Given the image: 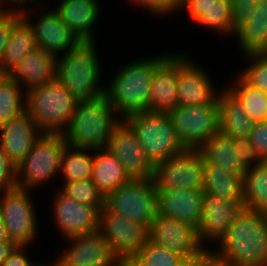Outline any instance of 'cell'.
<instances>
[{
    "label": "cell",
    "instance_id": "cell-1",
    "mask_svg": "<svg viewBox=\"0 0 267 266\" xmlns=\"http://www.w3.org/2000/svg\"><path fill=\"white\" fill-rule=\"evenodd\" d=\"M221 250L209 254L228 266H267V216L243 207L226 235Z\"/></svg>",
    "mask_w": 267,
    "mask_h": 266
},
{
    "label": "cell",
    "instance_id": "cell-2",
    "mask_svg": "<svg viewBox=\"0 0 267 266\" xmlns=\"http://www.w3.org/2000/svg\"><path fill=\"white\" fill-rule=\"evenodd\" d=\"M114 111L106 94L78 100L70 123L62 133L67 145L94 150L106 148L115 127L121 122L112 117Z\"/></svg>",
    "mask_w": 267,
    "mask_h": 266
},
{
    "label": "cell",
    "instance_id": "cell-3",
    "mask_svg": "<svg viewBox=\"0 0 267 266\" xmlns=\"http://www.w3.org/2000/svg\"><path fill=\"white\" fill-rule=\"evenodd\" d=\"M168 56L143 59L122 67L105 88L108 100L124 119L136 113L150 112L153 74Z\"/></svg>",
    "mask_w": 267,
    "mask_h": 266
},
{
    "label": "cell",
    "instance_id": "cell-4",
    "mask_svg": "<svg viewBox=\"0 0 267 266\" xmlns=\"http://www.w3.org/2000/svg\"><path fill=\"white\" fill-rule=\"evenodd\" d=\"M24 96L26 98L25 111L40 132L47 134L64 132L78 102L57 79L29 89Z\"/></svg>",
    "mask_w": 267,
    "mask_h": 266
},
{
    "label": "cell",
    "instance_id": "cell-5",
    "mask_svg": "<svg viewBox=\"0 0 267 266\" xmlns=\"http://www.w3.org/2000/svg\"><path fill=\"white\" fill-rule=\"evenodd\" d=\"M95 41H80L56 61V79L77 99L88 100L105 94L99 87L100 67Z\"/></svg>",
    "mask_w": 267,
    "mask_h": 266
},
{
    "label": "cell",
    "instance_id": "cell-6",
    "mask_svg": "<svg viewBox=\"0 0 267 266\" xmlns=\"http://www.w3.org/2000/svg\"><path fill=\"white\" fill-rule=\"evenodd\" d=\"M124 120L133 128L142 149L154 165L186 150L168 114L143 112Z\"/></svg>",
    "mask_w": 267,
    "mask_h": 266
},
{
    "label": "cell",
    "instance_id": "cell-7",
    "mask_svg": "<svg viewBox=\"0 0 267 266\" xmlns=\"http://www.w3.org/2000/svg\"><path fill=\"white\" fill-rule=\"evenodd\" d=\"M157 188L153 179H130L105 197V206L148 228L158 215Z\"/></svg>",
    "mask_w": 267,
    "mask_h": 266
},
{
    "label": "cell",
    "instance_id": "cell-8",
    "mask_svg": "<svg viewBox=\"0 0 267 266\" xmlns=\"http://www.w3.org/2000/svg\"><path fill=\"white\" fill-rule=\"evenodd\" d=\"M66 146L62 134L43 133L17 166L18 187L28 189L58 173Z\"/></svg>",
    "mask_w": 267,
    "mask_h": 266
},
{
    "label": "cell",
    "instance_id": "cell-9",
    "mask_svg": "<svg viewBox=\"0 0 267 266\" xmlns=\"http://www.w3.org/2000/svg\"><path fill=\"white\" fill-rule=\"evenodd\" d=\"M168 115L177 136L186 149H198L219 131V106L213 103L197 106H177Z\"/></svg>",
    "mask_w": 267,
    "mask_h": 266
},
{
    "label": "cell",
    "instance_id": "cell-10",
    "mask_svg": "<svg viewBox=\"0 0 267 266\" xmlns=\"http://www.w3.org/2000/svg\"><path fill=\"white\" fill-rule=\"evenodd\" d=\"M204 157L198 149H186L155 165L157 190H203Z\"/></svg>",
    "mask_w": 267,
    "mask_h": 266
},
{
    "label": "cell",
    "instance_id": "cell-11",
    "mask_svg": "<svg viewBox=\"0 0 267 266\" xmlns=\"http://www.w3.org/2000/svg\"><path fill=\"white\" fill-rule=\"evenodd\" d=\"M149 241L185 259L202 260L209 254V250L202 247L196 227L162 215H157L150 225Z\"/></svg>",
    "mask_w": 267,
    "mask_h": 266
},
{
    "label": "cell",
    "instance_id": "cell-12",
    "mask_svg": "<svg viewBox=\"0 0 267 266\" xmlns=\"http://www.w3.org/2000/svg\"><path fill=\"white\" fill-rule=\"evenodd\" d=\"M98 231L114 253L127 261L149 241V228L145 224L117 215L106 206L99 211Z\"/></svg>",
    "mask_w": 267,
    "mask_h": 266
},
{
    "label": "cell",
    "instance_id": "cell-13",
    "mask_svg": "<svg viewBox=\"0 0 267 266\" xmlns=\"http://www.w3.org/2000/svg\"><path fill=\"white\" fill-rule=\"evenodd\" d=\"M28 189L15 188L3 191L0 212L10 240L18 246H27L35 238L36 215Z\"/></svg>",
    "mask_w": 267,
    "mask_h": 266
},
{
    "label": "cell",
    "instance_id": "cell-14",
    "mask_svg": "<svg viewBox=\"0 0 267 266\" xmlns=\"http://www.w3.org/2000/svg\"><path fill=\"white\" fill-rule=\"evenodd\" d=\"M122 120L115 127L106 148L121 162L130 179H153L155 165L142 149L133 128Z\"/></svg>",
    "mask_w": 267,
    "mask_h": 266
},
{
    "label": "cell",
    "instance_id": "cell-15",
    "mask_svg": "<svg viewBox=\"0 0 267 266\" xmlns=\"http://www.w3.org/2000/svg\"><path fill=\"white\" fill-rule=\"evenodd\" d=\"M68 239L73 245L57 260L62 266H113L120 259L99 231Z\"/></svg>",
    "mask_w": 267,
    "mask_h": 266
},
{
    "label": "cell",
    "instance_id": "cell-16",
    "mask_svg": "<svg viewBox=\"0 0 267 266\" xmlns=\"http://www.w3.org/2000/svg\"><path fill=\"white\" fill-rule=\"evenodd\" d=\"M54 215L65 238L92 234L98 231L99 210L78 203L61 191L55 197Z\"/></svg>",
    "mask_w": 267,
    "mask_h": 266
},
{
    "label": "cell",
    "instance_id": "cell-17",
    "mask_svg": "<svg viewBox=\"0 0 267 266\" xmlns=\"http://www.w3.org/2000/svg\"><path fill=\"white\" fill-rule=\"evenodd\" d=\"M213 90L206 72L193 65L188 58L177 54L178 105L197 106L213 103L218 98Z\"/></svg>",
    "mask_w": 267,
    "mask_h": 266
},
{
    "label": "cell",
    "instance_id": "cell-18",
    "mask_svg": "<svg viewBox=\"0 0 267 266\" xmlns=\"http://www.w3.org/2000/svg\"><path fill=\"white\" fill-rule=\"evenodd\" d=\"M243 207L244 202H232L204 193L202 220L197 229L201 244L205 238L220 242Z\"/></svg>",
    "mask_w": 267,
    "mask_h": 266
},
{
    "label": "cell",
    "instance_id": "cell-19",
    "mask_svg": "<svg viewBox=\"0 0 267 266\" xmlns=\"http://www.w3.org/2000/svg\"><path fill=\"white\" fill-rule=\"evenodd\" d=\"M203 198V190H157L158 215L186 222L198 229Z\"/></svg>",
    "mask_w": 267,
    "mask_h": 266
},
{
    "label": "cell",
    "instance_id": "cell-20",
    "mask_svg": "<svg viewBox=\"0 0 267 266\" xmlns=\"http://www.w3.org/2000/svg\"><path fill=\"white\" fill-rule=\"evenodd\" d=\"M30 115L24 111L18 117L0 126V146L9 159L18 166L43 134Z\"/></svg>",
    "mask_w": 267,
    "mask_h": 266
},
{
    "label": "cell",
    "instance_id": "cell-21",
    "mask_svg": "<svg viewBox=\"0 0 267 266\" xmlns=\"http://www.w3.org/2000/svg\"><path fill=\"white\" fill-rule=\"evenodd\" d=\"M177 106V55L170 54L153 74L150 112L168 114Z\"/></svg>",
    "mask_w": 267,
    "mask_h": 266
},
{
    "label": "cell",
    "instance_id": "cell-22",
    "mask_svg": "<svg viewBox=\"0 0 267 266\" xmlns=\"http://www.w3.org/2000/svg\"><path fill=\"white\" fill-rule=\"evenodd\" d=\"M38 20L32 25L37 46L54 56L57 57L59 52L70 51L80 42L56 11H49Z\"/></svg>",
    "mask_w": 267,
    "mask_h": 266
},
{
    "label": "cell",
    "instance_id": "cell-23",
    "mask_svg": "<svg viewBox=\"0 0 267 266\" xmlns=\"http://www.w3.org/2000/svg\"><path fill=\"white\" fill-rule=\"evenodd\" d=\"M57 57L42 48H35L10 72V77L27 90L56 79Z\"/></svg>",
    "mask_w": 267,
    "mask_h": 266
},
{
    "label": "cell",
    "instance_id": "cell-24",
    "mask_svg": "<svg viewBox=\"0 0 267 266\" xmlns=\"http://www.w3.org/2000/svg\"><path fill=\"white\" fill-rule=\"evenodd\" d=\"M97 0H62L55 10L80 41H94L92 26L99 17Z\"/></svg>",
    "mask_w": 267,
    "mask_h": 266
},
{
    "label": "cell",
    "instance_id": "cell-25",
    "mask_svg": "<svg viewBox=\"0 0 267 266\" xmlns=\"http://www.w3.org/2000/svg\"><path fill=\"white\" fill-rule=\"evenodd\" d=\"M244 176L235 175L215 164L205 162L203 191L232 202H244Z\"/></svg>",
    "mask_w": 267,
    "mask_h": 266
},
{
    "label": "cell",
    "instance_id": "cell-26",
    "mask_svg": "<svg viewBox=\"0 0 267 266\" xmlns=\"http://www.w3.org/2000/svg\"><path fill=\"white\" fill-rule=\"evenodd\" d=\"M95 152L91 181L106 197L127 183L130 178L124 172L121 162L107 148L95 149Z\"/></svg>",
    "mask_w": 267,
    "mask_h": 266
},
{
    "label": "cell",
    "instance_id": "cell-27",
    "mask_svg": "<svg viewBox=\"0 0 267 266\" xmlns=\"http://www.w3.org/2000/svg\"><path fill=\"white\" fill-rule=\"evenodd\" d=\"M219 130L234 138H249L255 122L247 115L242 103L228 90L218 95Z\"/></svg>",
    "mask_w": 267,
    "mask_h": 266
},
{
    "label": "cell",
    "instance_id": "cell-28",
    "mask_svg": "<svg viewBox=\"0 0 267 266\" xmlns=\"http://www.w3.org/2000/svg\"><path fill=\"white\" fill-rule=\"evenodd\" d=\"M198 150L204 162L215 164L235 175H245L247 168L240 162L234 151V139L222 131H217Z\"/></svg>",
    "mask_w": 267,
    "mask_h": 266
},
{
    "label": "cell",
    "instance_id": "cell-29",
    "mask_svg": "<svg viewBox=\"0 0 267 266\" xmlns=\"http://www.w3.org/2000/svg\"><path fill=\"white\" fill-rule=\"evenodd\" d=\"M25 11L13 24L9 40L0 65L9 73L23 60V58L37 48L35 32L26 17Z\"/></svg>",
    "mask_w": 267,
    "mask_h": 266
},
{
    "label": "cell",
    "instance_id": "cell-30",
    "mask_svg": "<svg viewBox=\"0 0 267 266\" xmlns=\"http://www.w3.org/2000/svg\"><path fill=\"white\" fill-rule=\"evenodd\" d=\"M235 34L246 55L267 53V0H260L250 20Z\"/></svg>",
    "mask_w": 267,
    "mask_h": 266
},
{
    "label": "cell",
    "instance_id": "cell-31",
    "mask_svg": "<svg viewBox=\"0 0 267 266\" xmlns=\"http://www.w3.org/2000/svg\"><path fill=\"white\" fill-rule=\"evenodd\" d=\"M244 207L267 212V161L247 168L244 176Z\"/></svg>",
    "mask_w": 267,
    "mask_h": 266
},
{
    "label": "cell",
    "instance_id": "cell-32",
    "mask_svg": "<svg viewBox=\"0 0 267 266\" xmlns=\"http://www.w3.org/2000/svg\"><path fill=\"white\" fill-rule=\"evenodd\" d=\"M88 150L94 151V149L66 146L60 164V170L66 178L65 183L91 179L94 157L85 153Z\"/></svg>",
    "mask_w": 267,
    "mask_h": 266
},
{
    "label": "cell",
    "instance_id": "cell-33",
    "mask_svg": "<svg viewBox=\"0 0 267 266\" xmlns=\"http://www.w3.org/2000/svg\"><path fill=\"white\" fill-rule=\"evenodd\" d=\"M236 84L230 91L242 103L247 115L254 122L267 121V93L250 86L242 78Z\"/></svg>",
    "mask_w": 267,
    "mask_h": 266
},
{
    "label": "cell",
    "instance_id": "cell-34",
    "mask_svg": "<svg viewBox=\"0 0 267 266\" xmlns=\"http://www.w3.org/2000/svg\"><path fill=\"white\" fill-rule=\"evenodd\" d=\"M185 258L148 241L129 260V266H179Z\"/></svg>",
    "mask_w": 267,
    "mask_h": 266
},
{
    "label": "cell",
    "instance_id": "cell-35",
    "mask_svg": "<svg viewBox=\"0 0 267 266\" xmlns=\"http://www.w3.org/2000/svg\"><path fill=\"white\" fill-rule=\"evenodd\" d=\"M20 88V85L11 77L0 87V126L25 111L26 102L22 101H26L24 100L26 98L23 97Z\"/></svg>",
    "mask_w": 267,
    "mask_h": 266
},
{
    "label": "cell",
    "instance_id": "cell-36",
    "mask_svg": "<svg viewBox=\"0 0 267 266\" xmlns=\"http://www.w3.org/2000/svg\"><path fill=\"white\" fill-rule=\"evenodd\" d=\"M61 192L78 203L96 207L99 211L105 206V197L91 179L65 183Z\"/></svg>",
    "mask_w": 267,
    "mask_h": 266
},
{
    "label": "cell",
    "instance_id": "cell-37",
    "mask_svg": "<svg viewBox=\"0 0 267 266\" xmlns=\"http://www.w3.org/2000/svg\"><path fill=\"white\" fill-rule=\"evenodd\" d=\"M196 22L220 32L232 31V9L230 0H210L207 13Z\"/></svg>",
    "mask_w": 267,
    "mask_h": 266
},
{
    "label": "cell",
    "instance_id": "cell-38",
    "mask_svg": "<svg viewBox=\"0 0 267 266\" xmlns=\"http://www.w3.org/2000/svg\"><path fill=\"white\" fill-rule=\"evenodd\" d=\"M252 58L251 67L241 74V78L250 86L267 93V53L249 54Z\"/></svg>",
    "mask_w": 267,
    "mask_h": 266
},
{
    "label": "cell",
    "instance_id": "cell-39",
    "mask_svg": "<svg viewBox=\"0 0 267 266\" xmlns=\"http://www.w3.org/2000/svg\"><path fill=\"white\" fill-rule=\"evenodd\" d=\"M232 9V32L245 25L258 7L260 0H230Z\"/></svg>",
    "mask_w": 267,
    "mask_h": 266
},
{
    "label": "cell",
    "instance_id": "cell-40",
    "mask_svg": "<svg viewBox=\"0 0 267 266\" xmlns=\"http://www.w3.org/2000/svg\"><path fill=\"white\" fill-rule=\"evenodd\" d=\"M18 187L17 166L0 146V192Z\"/></svg>",
    "mask_w": 267,
    "mask_h": 266
},
{
    "label": "cell",
    "instance_id": "cell-41",
    "mask_svg": "<svg viewBox=\"0 0 267 266\" xmlns=\"http://www.w3.org/2000/svg\"><path fill=\"white\" fill-rule=\"evenodd\" d=\"M22 16V11L3 10L0 13V63L3 58L13 24Z\"/></svg>",
    "mask_w": 267,
    "mask_h": 266
},
{
    "label": "cell",
    "instance_id": "cell-42",
    "mask_svg": "<svg viewBox=\"0 0 267 266\" xmlns=\"http://www.w3.org/2000/svg\"><path fill=\"white\" fill-rule=\"evenodd\" d=\"M249 140L261 161H267V121L255 122Z\"/></svg>",
    "mask_w": 267,
    "mask_h": 266
},
{
    "label": "cell",
    "instance_id": "cell-43",
    "mask_svg": "<svg viewBox=\"0 0 267 266\" xmlns=\"http://www.w3.org/2000/svg\"><path fill=\"white\" fill-rule=\"evenodd\" d=\"M234 151L240 162L246 167L250 168L252 163L257 165L261 160L256 155L254 148L249 140V138H234Z\"/></svg>",
    "mask_w": 267,
    "mask_h": 266
},
{
    "label": "cell",
    "instance_id": "cell-44",
    "mask_svg": "<svg viewBox=\"0 0 267 266\" xmlns=\"http://www.w3.org/2000/svg\"><path fill=\"white\" fill-rule=\"evenodd\" d=\"M184 0H139L137 4L147 6L153 13L164 14L183 7Z\"/></svg>",
    "mask_w": 267,
    "mask_h": 266
},
{
    "label": "cell",
    "instance_id": "cell-45",
    "mask_svg": "<svg viewBox=\"0 0 267 266\" xmlns=\"http://www.w3.org/2000/svg\"><path fill=\"white\" fill-rule=\"evenodd\" d=\"M183 6L188 9L190 18L197 21L204 13H207L210 0H184Z\"/></svg>",
    "mask_w": 267,
    "mask_h": 266
},
{
    "label": "cell",
    "instance_id": "cell-46",
    "mask_svg": "<svg viewBox=\"0 0 267 266\" xmlns=\"http://www.w3.org/2000/svg\"><path fill=\"white\" fill-rule=\"evenodd\" d=\"M23 246H18L1 266H36L22 254Z\"/></svg>",
    "mask_w": 267,
    "mask_h": 266
},
{
    "label": "cell",
    "instance_id": "cell-47",
    "mask_svg": "<svg viewBox=\"0 0 267 266\" xmlns=\"http://www.w3.org/2000/svg\"><path fill=\"white\" fill-rule=\"evenodd\" d=\"M18 247L13 241L0 242V266L7 260V258Z\"/></svg>",
    "mask_w": 267,
    "mask_h": 266
},
{
    "label": "cell",
    "instance_id": "cell-48",
    "mask_svg": "<svg viewBox=\"0 0 267 266\" xmlns=\"http://www.w3.org/2000/svg\"><path fill=\"white\" fill-rule=\"evenodd\" d=\"M197 266H228L214 259L210 254L200 260Z\"/></svg>",
    "mask_w": 267,
    "mask_h": 266
},
{
    "label": "cell",
    "instance_id": "cell-49",
    "mask_svg": "<svg viewBox=\"0 0 267 266\" xmlns=\"http://www.w3.org/2000/svg\"><path fill=\"white\" fill-rule=\"evenodd\" d=\"M2 241H11V240L0 212V242Z\"/></svg>",
    "mask_w": 267,
    "mask_h": 266
},
{
    "label": "cell",
    "instance_id": "cell-50",
    "mask_svg": "<svg viewBox=\"0 0 267 266\" xmlns=\"http://www.w3.org/2000/svg\"><path fill=\"white\" fill-rule=\"evenodd\" d=\"M10 78V73L0 65V87Z\"/></svg>",
    "mask_w": 267,
    "mask_h": 266
},
{
    "label": "cell",
    "instance_id": "cell-51",
    "mask_svg": "<svg viewBox=\"0 0 267 266\" xmlns=\"http://www.w3.org/2000/svg\"><path fill=\"white\" fill-rule=\"evenodd\" d=\"M200 260L185 259L179 266H197Z\"/></svg>",
    "mask_w": 267,
    "mask_h": 266
},
{
    "label": "cell",
    "instance_id": "cell-52",
    "mask_svg": "<svg viewBox=\"0 0 267 266\" xmlns=\"http://www.w3.org/2000/svg\"><path fill=\"white\" fill-rule=\"evenodd\" d=\"M113 266H129L127 260L119 259Z\"/></svg>",
    "mask_w": 267,
    "mask_h": 266
},
{
    "label": "cell",
    "instance_id": "cell-53",
    "mask_svg": "<svg viewBox=\"0 0 267 266\" xmlns=\"http://www.w3.org/2000/svg\"><path fill=\"white\" fill-rule=\"evenodd\" d=\"M12 1H13L14 3H20V4H21V3H23V2L25 3V2H27V1L30 2V3H31L32 1L35 2L36 0H11V2H12ZM0 4H1V0H0Z\"/></svg>",
    "mask_w": 267,
    "mask_h": 266
},
{
    "label": "cell",
    "instance_id": "cell-54",
    "mask_svg": "<svg viewBox=\"0 0 267 266\" xmlns=\"http://www.w3.org/2000/svg\"><path fill=\"white\" fill-rule=\"evenodd\" d=\"M54 264L55 265H53V266H62L58 261L56 263H54ZM36 266H45V265H40V264L37 263Z\"/></svg>",
    "mask_w": 267,
    "mask_h": 266
}]
</instances>
